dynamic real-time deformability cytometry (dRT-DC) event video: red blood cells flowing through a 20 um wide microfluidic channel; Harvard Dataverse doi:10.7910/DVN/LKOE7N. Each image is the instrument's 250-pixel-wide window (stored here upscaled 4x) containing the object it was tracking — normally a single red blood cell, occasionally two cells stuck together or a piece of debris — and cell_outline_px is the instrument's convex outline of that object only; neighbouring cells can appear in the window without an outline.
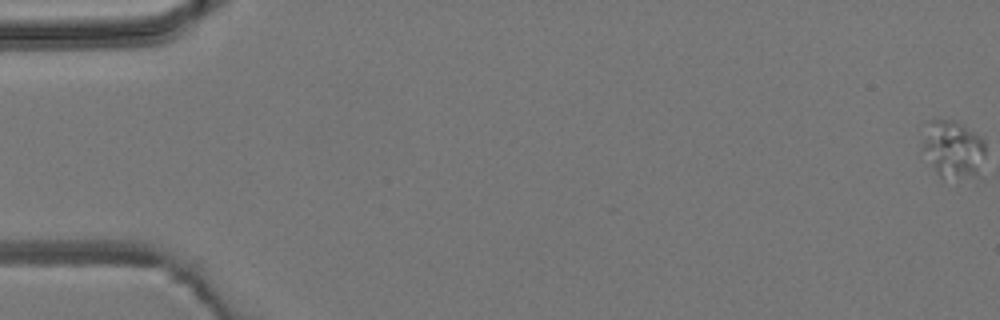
{"species": "common noctule bat (a hibernating species)", "species_latin": "Nyctalus noctula", "temperature_condition": "room temperature", "stored_images_in_passage": 7, "camera_frame_rate_fps": 3000, "um_per_image_px": 0.085, "animal": {"sex": "male", "body_mass_g": 19.2, "forearm_length_mm": 51.8}, "frame": {"image": 1, "passage_image": 1, "time_ms": 0.0, "image_size_px": [1000, 320], "cell_outline_px": [[984, 172], [980, 176], [940, 176], [936, 172], [924, 148], [920, 124], [924, 120], [956, 120], [980, 136], [984, 140]], "centroid_in_image_um": [81.02, 12.6], "position_along_channel_um": 4.0, "area_um2": 21.27}}
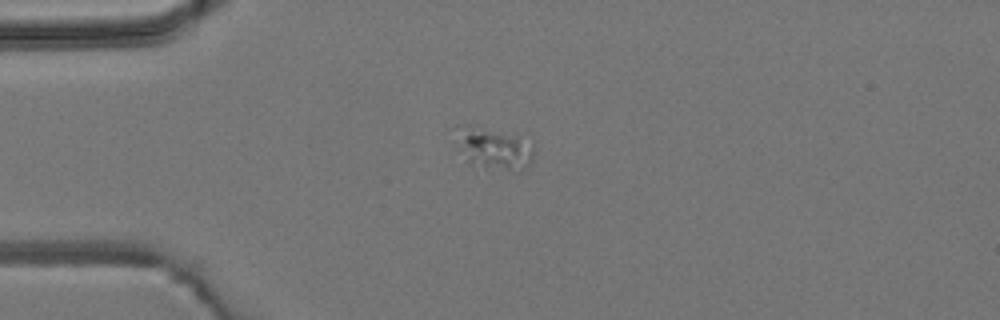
{"frame": {"image": 2, "passage_image": 5, "time_ms": 4.667, "image_size_px": [1000, 320], "cell_outline_px": [[532, 160], [528, 168], [524, 172], [520, 172], [472, 168], [468, 164], [456, 144], [452, 128], [456, 124], [476, 124], [516, 140], [532, 148]], "centroid_in_image_um": [41.76, 12.68], "position_along_channel_um": 43.2, "area_um2": 19.31}}